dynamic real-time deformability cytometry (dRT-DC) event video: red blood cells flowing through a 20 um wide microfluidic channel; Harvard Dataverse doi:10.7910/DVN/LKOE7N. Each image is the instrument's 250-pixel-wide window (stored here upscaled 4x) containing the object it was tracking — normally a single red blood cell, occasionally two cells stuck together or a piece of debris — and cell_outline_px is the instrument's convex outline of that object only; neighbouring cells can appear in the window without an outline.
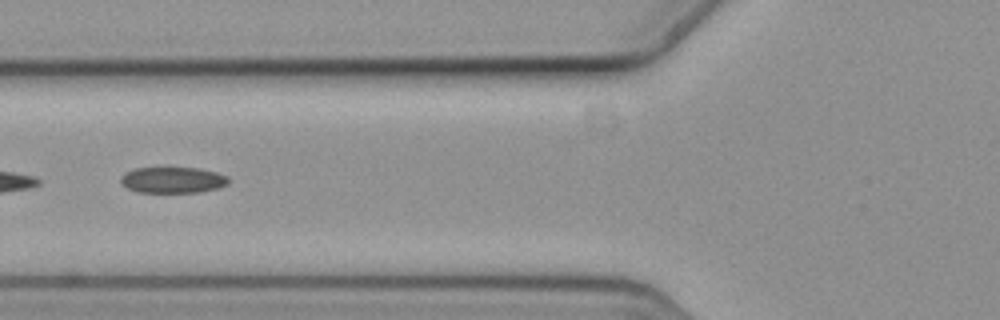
{"species": "common noctule bat (a hibernating species)", "species_latin": "Nyctalus noctula", "temperature_condition": "cold", "stored_images_in_passage": 11, "camera_frame_rate_fps": 3000, "um_per_image_px": 0.085, "animal": {"sex": "female", "body_mass_g": 19.3, "forearm_length_mm": 54.1}, "frame": {"image": 1, "passage_image": 7, "time_ms": 2.0, "image_size_px": [1000, 320], "cell_outline_px": [[228, 184], [216, 188], [200, 192], [136, 192], [120, 184], [120, 176], [136, 168], [200, 168], [216, 172], [228, 176]], "centroid_in_image_um": [14.67, 15.3], "position_along_channel_um": 111.1, "area_um2": 16.3}}
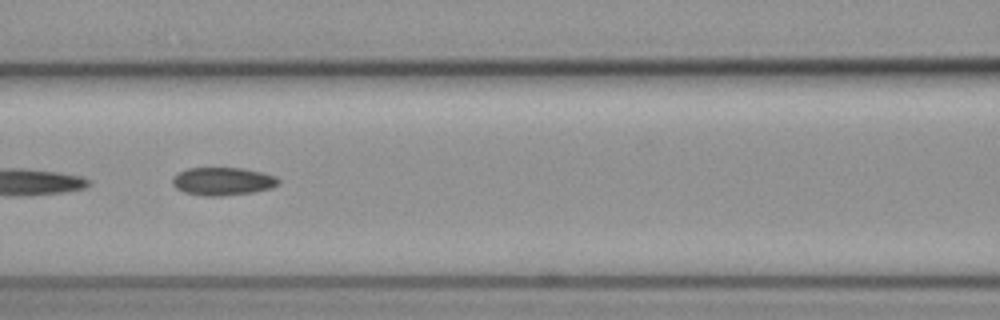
{"frame": {"image": 2, "passage_image": 8, "time_ms": 2.333, "image_size_px": [1000, 320], "cell_outline_px": [[280, 184], [272, 188], [252, 192], [220, 196], [200, 196], [184, 192], [176, 188], [172, 184], [172, 176], [188, 168], [244, 168], [276, 176], [280, 180]], "centroid_in_image_um": [18.93, 15.41], "position_along_channel_um": 147.7, "area_um2": 17.4}}
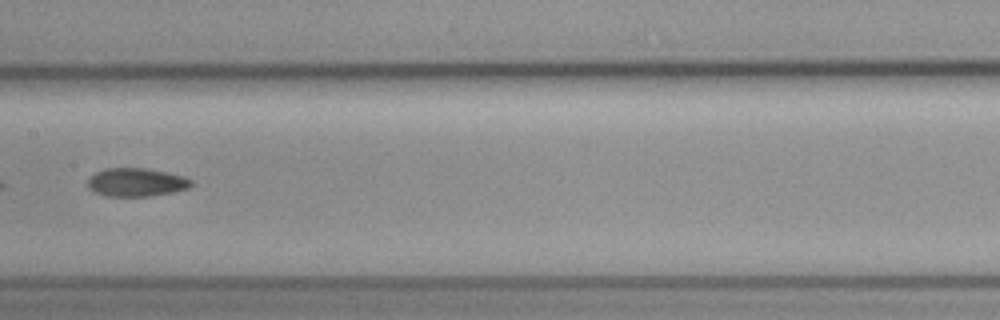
{"frame": {"image": 3, "passage_image": 9, "time_ms": 2.667, "image_size_px": [1000, 320], "cell_outline_px": [[192, 184], [188, 188], [172, 192], [148, 196], [108, 196], [96, 192], [88, 188], [88, 180], [96, 172], [104, 168], [148, 168], [168, 172], [184, 176], [192, 180]], "centroid_in_image_um": [11.6, 15.48], "position_along_channel_um": 195.8, "area_um2": 17.05}}